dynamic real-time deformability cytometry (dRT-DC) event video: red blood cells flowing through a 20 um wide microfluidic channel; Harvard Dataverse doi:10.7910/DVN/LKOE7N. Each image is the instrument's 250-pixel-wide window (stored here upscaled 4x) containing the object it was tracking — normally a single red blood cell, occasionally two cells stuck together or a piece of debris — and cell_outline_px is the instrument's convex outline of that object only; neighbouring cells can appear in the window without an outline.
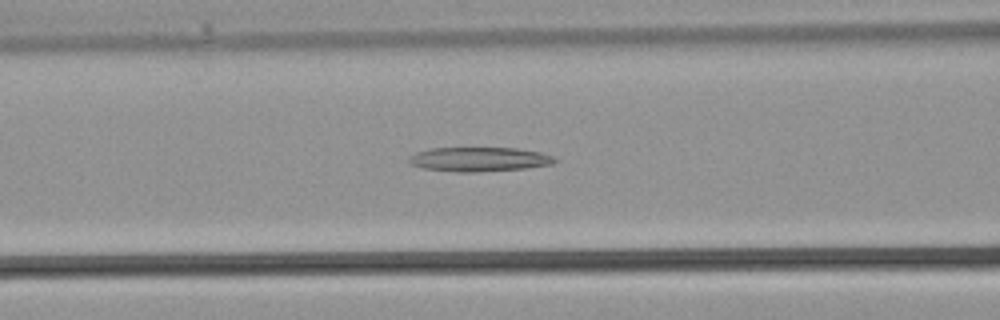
{"species": "common noctule bat (a hibernating species)", "species_latin": "Nyctalus noctula", "temperature_condition": "warm", "stored_images_in_passage": 25, "camera_frame_rate_fps": 3000, "um_per_image_px": 0.085, "animal": {"sex": "male", "body_mass_g": 21.5, "forearm_length_mm": 52.0}, "frame": {"image": 1, "passage_image": 4, "time_ms": 1.0, "image_size_px": [1000, 320], "cell_outline_px": [[556, 160], [552, 164], [524, 168], [472, 172], [456, 172], [424, 168], [412, 164], [408, 160], [416, 152], [432, 148], [516, 148], [540, 152], [552, 156]], "centroid_in_image_um": [40.73, 13.53], "position_along_channel_um": 125.9, "area_um2": 20.29}}
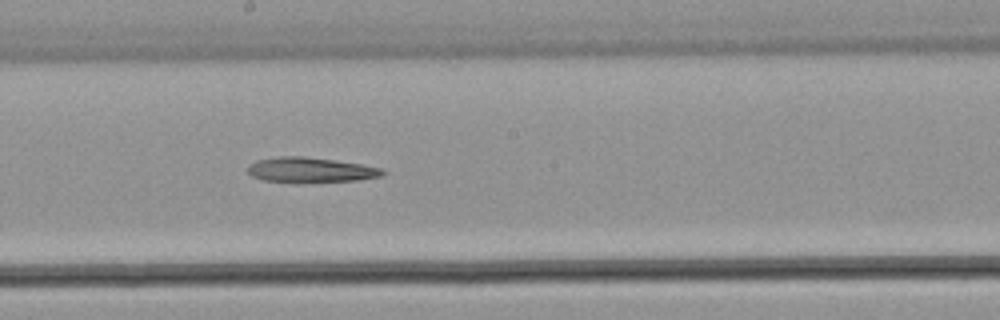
{"frame": {"image": 2, "passage_image": 9, "time_ms": 2.667, "image_size_px": [1000, 320], "cell_outline_px": [[384, 172], [380, 176], [356, 180], [264, 180], [252, 176], [248, 172], [248, 168], [256, 160], [276, 156], [304, 156], [336, 160], [360, 164], [380, 168]], "centroid_in_image_um": [26.36, 14.39], "position_along_channel_um": 221.8, "area_um2": 18.61}}
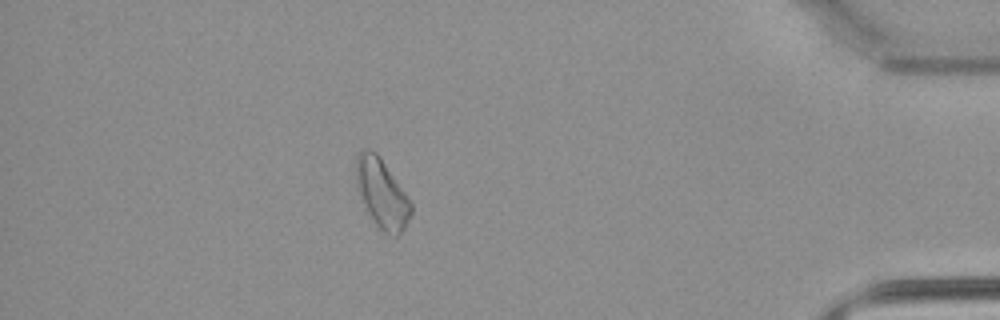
{"frame": {"image": 3, "passage_image": 21, "time_ms": 6.667, "image_size_px": [1000, 320], "cell_outline_px": [[412, 212], [404, 228], [396, 236], [384, 232], [376, 224], [368, 212], [360, 192], [356, 176], [356, 160], [360, 152], [364, 148], [368, 148], [376, 152], [380, 156], [412, 204]], "centroid_in_image_um": [32.47, 16.42], "position_along_channel_um": 402.7, "area_um2": 21.33}}